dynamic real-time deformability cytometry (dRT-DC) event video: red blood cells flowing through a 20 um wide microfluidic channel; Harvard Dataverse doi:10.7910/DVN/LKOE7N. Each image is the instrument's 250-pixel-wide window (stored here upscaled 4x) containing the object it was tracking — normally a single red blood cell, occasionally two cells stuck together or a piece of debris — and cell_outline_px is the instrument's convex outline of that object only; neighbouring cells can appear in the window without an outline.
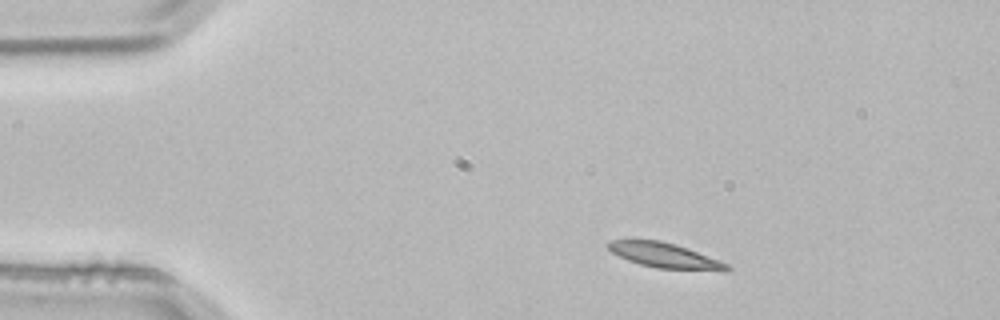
{"species": "common noctule bat (a hibernating species)", "species_latin": "Nyctalus noctula", "temperature_condition": "room temperature", "stored_images_in_passage": 2, "camera_frame_rate_fps": 3000, "um_per_image_px": 0.085, "animal": {"sex": "male", "body_mass_g": 21.5, "forearm_length_mm": 52.0}, "frame": {"image": 1, "passage_image": 1, "time_ms": 0.0, "image_size_px": [1000, 320], "cell_outline_px": [[732, 268], [728, 272], [724, 272], [656, 268], [640, 264], [628, 260], [612, 252], [608, 248], [608, 244], [612, 240], [660, 240], [676, 244], [688, 248], [720, 260], [728, 264]], "centroid_in_image_um": [56.62, 21.74], "position_along_channel_um": 28.4, "area_um2": 17.51}}